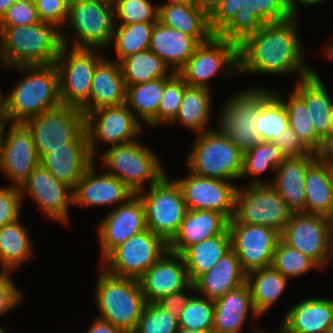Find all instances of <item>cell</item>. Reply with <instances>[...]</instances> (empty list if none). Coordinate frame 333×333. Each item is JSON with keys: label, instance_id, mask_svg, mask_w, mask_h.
Here are the masks:
<instances>
[{"label": "cell", "instance_id": "6da1fadb", "mask_svg": "<svg viewBox=\"0 0 333 333\" xmlns=\"http://www.w3.org/2000/svg\"><path fill=\"white\" fill-rule=\"evenodd\" d=\"M296 17L274 12L254 34L239 44V73L300 75V80L315 72L305 64V50Z\"/></svg>", "mask_w": 333, "mask_h": 333}, {"label": "cell", "instance_id": "7a4b0ae2", "mask_svg": "<svg viewBox=\"0 0 333 333\" xmlns=\"http://www.w3.org/2000/svg\"><path fill=\"white\" fill-rule=\"evenodd\" d=\"M63 46L62 29L50 23L0 27V55L9 68L55 64Z\"/></svg>", "mask_w": 333, "mask_h": 333}, {"label": "cell", "instance_id": "3957f363", "mask_svg": "<svg viewBox=\"0 0 333 333\" xmlns=\"http://www.w3.org/2000/svg\"><path fill=\"white\" fill-rule=\"evenodd\" d=\"M24 73L7 96L8 118L11 123H24L62 104L59 72L55 64L18 66Z\"/></svg>", "mask_w": 333, "mask_h": 333}, {"label": "cell", "instance_id": "277c9868", "mask_svg": "<svg viewBox=\"0 0 333 333\" xmlns=\"http://www.w3.org/2000/svg\"><path fill=\"white\" fill-rule=\"evenodd\" d=\"M95 285L97 317L133 333L146 305L139 280L110 274L100 266Z\"/></svg>", "mask_w": 333, "mask_h": 333}, {"label": "cell", "instance_id": "5b68a950", "mask_svg": "<svg viewBox=\"0 0 333 333\" xmlns=\"http://www.w3.org/2000/svg\"><path fill=\"white\" fill-rule=\"evenodd\" d=\"M66 25L75 33L70 39L62 30L67 47L99 50L111 47L116 25L113 0H69Z\"/></svg>", "mask_w": 333, "mask_h": 333}, {"label": "cell", "instance_id": "8992f818", "mask_svg": "<svg viewBox=\"0 0 333 333\" xmlns=\"http://www.w3.org/2000/svg\"><path fill=\"white\" fill-rule=\"evenodd\" d=\"M186 157L187 170L211 179H240L243 153L218 129L197 134Z\"/></svg>", "mask_w": 333, "mask_h": 333}, {"label": "cell", "instance_id": "52a82bcc", "mask_svg": "<svg viewBox=\"0 0 333 333\" xmlns=\"http://www.w3.org/2000/svg\"><path fill=\"white\" fill-rule=\"evenodd\" d=\"M106 172L121 180L134 194L158 183L165 175L161 160L141 141L110 146L99 158Z\"/></svg>", "mask_w": 333, "mask_h": 333}, {"label": "cell", "instance_id": "ba28073f", "mask_svg": "<svg viewBox=\"0 0 333 333\" xmlns=\"http://www.w3.org/2000/svg\"><path fill=\"white\" fill-rule=\"evenodd\" d=\"M34 139L39 159L68 143H88L86 115L72 106L60 105L24 122Z\"/></svg>", "mask_w": 333, "mask_h": 333}, {"label": "cell", "instance_id": "9c48e42d", "mask_svg": "<svg viewBox=\"0 0 333 333\" xmlns=\"http://www.w3.org/2000/svg\"><path fill=\"white\" fill-rule=\"evenodd\" d=\"M272 94L257 86L239 89L224 103L218 117V130L226 135L242 152L251 150L260 142L255 132L256 112Z\"/></svg>", "mask_w": 333, "mask_h": 333}, {"label": "cell", "instance_id": "30bf717a", "mask_svg": "<svg viewBox=\"0 0 333 333\" xmlns=\"http://www.w3.org/2000/svg\"><path fill=\"white\" fill-rule=\"evenodd\" d=\"M102 51L62 47L55 62L62 105L81 109L89 101L95 68L106 57Z\"/></svg>", "mask_w": 333, "mask_h": 333}, {"label": "cell", "instance_id": "8fae6325", "mask_svg": "<svg viewBox=\"0 0 333 333\" xmlns=\"http://www.w3.org/2000/svg\"><path fill=\"white\" fill-rule=\"evenodd\" d=\"M168 177L166 174L149 190L137 193L144 204L147 229L167 243L178 232L188 210L181 189Z\"/></svg>", "mask_w": 333, "mask_h": 333}, {"label": "cell", "instance_id": "7c38bea8", "mask_svg": "<svg viewBox=\"0 0 333 333\" xmlns=\"http://www.w3.org/2000/svg\"><path fill=\"white\" fill-rule=\"evenodd\" d=\"M292 214L271 184L237 188L233 216L237 223L262 225L282 234Z\"/></svg>", "mask_w": 333, "mask_h": 333}, {"label": "cell", "instance_id": "4fadbf2b", "mask_svg": "<svg viewBox=\"0 0 333 333\" xmlns=\"http://www.w3.org/2000/svg\"><path fill=\"white\" fill-rule=\"evenodd\" d=\"M221 72L225 78L239 74V45L215 34L196 48L178 74L188 86L210 89V79Z\"/></svg>", "mask_w": 333, "mask_h": 333}, {"label": "cell", "instance_id": "5bb4252c", "mask_svg": "<svg viewBox=\"0 0 333 333\" xmlns=\"http://www.w3.org/2000/svg\"><path fill=\"white\" fill-rule=\"evenodd\" d=\"M168 250V243L149 229L133 235L101 263L112 275L139 280Z\"/></svg>", "mask_w": 333, "mask_h": 333}, {"label": "cell", "instance_id": "9a60e30c", "mask_svg": "<svg viewBox=\"0 0 333 333\" xmlns=\"http://www.w3.org/2000/svg\"><path fill=\"white\" fill-rule=\"evenodd\" d=\"M142 126L126 104L90 111L86 115V132L91 156L97 159L99 142L114 146L137 140Z\"/></svg>", "mask_w": 333, "mask_h": 333}, {"label": "cell", "instance_id": "2e32d148", "mask_svg": "<svg viewBox=\"0 0 333 333\" xmlns=\"http://www.w3.org/2000/svg\"><path fill=\"white\" fill-rule=\"evenodd\" d=\"M228 228L232 250L246 273L272 266L275 248L281 239L279 232L262 225L237 223L233 218Z\"/></svg>", "mask_w": 333, "mask_h": 333}, {"label": "cell", "instance_id": "e0dca14e", "mask_svg": "<svg viewBox=\"0 0 333 333\" xmlns=\"http://www.w3.org/2000/svg\"><path fill=\"white\" fill-rule=\"evenodd\" d=\"M274 13V0L231 1L215 14L216 35L241 44Z\"/></svg>", "mask_w": 333, "mask_h": 333}, {"label": "cell", "instance_id": "ac0fdd59", "mask_svg": "<svg viewBox=\"0 0 333 333\" xmlns=\"http://www.w3.org/2000/svg\"><path fill=\"white\" fill-rule=\"evenodd\" d=\"M174 181L181 189L188 210H211L229 221L233 218L238 188L233 182L201 177L191 171L187 177Z\"/></svg>", "mask_w": 333, "mask_h": 333}, {"label": "cell", "instance_id": "d6986e66", "mask_svg": "<svg viewBox=\"0 0 333 333\" xmlns=\"http://www.w3.org/2000/svg\"><path fill=\"white\" fill-rule=\"evenodd\" d=\"M331 225L332 220L323 215L293 213L281 239L322 269L326 267Z\"/></svg>", "mask_w": 333, "mask_h": 333}, {"label": "cell", "instance_id": "ffe728a7", "mask_svg": "<svg viewBox=\"0 0 333 333\" xmlns=\"http://www.w3.org/2000/svg\"><path fill=\"white\" fill-rule=\"evenodd\" d=\"M39 164L34 139L27 126L24 123L6 124L0 144V170L12 186L20 187Z\"/></svg>", "mask_w": 333, "mask_h": 333}, {"label": "cell", "instance_id": "44dd1931", "mask_svg": "<svg viewBox=\"0 0 333 333\" xmlns=\"http://www.w3.org/2000/svg\"><path fill=\"white\" fill-rule=\"evenodd\" d=\"M98 226L101 263L115 248L133 235L147 230L145 208L141 198L134 194L125 203L115 206Z\"/></svg>", "mask_w": 333, "mask_h": 333}, {"label": "cell", "instance_id": "7402d4cb", "mask_svg": "<svg viewBox=\"0 0 333 333\" xmlns=\"http://www.w3.org/2000/svg\"><path fill=\"white\" fill-rule=\"evenodd\" d=\"M23 197L29 195L50 219L58 223L69 222V207L73 205V190L58 181L47 169L39 164L20 186Z\"/></svg>", "mask_w": 333, "mask_h": 333}, {"label": "cell", "instance_id": "603a6c76", "mask_svg": "<svg viewBox=\"0 0 333 333\" xmlns=\"http://www.w3.org/2000/svg\"><path fill=\"white\" fill-rule=\"evenodd\" d=\"M146 303H155L173 292L186 289L192 282L183 257L167 250L139 279Z\"/></svg>", "mask_w": 333, "mask_h": 333}, {"label": "cell", "instance_id": "cb8c5ba5", "mask_svg": "<svg viewBox=\"0 0 333 333\" xmlns=\"http://www.w3.org/2000/svg\"><path fill=\"white\" fill-rule=\"evenodd\" d=\"M94 161L73 190V205L97 207L125 203L134 193L119 179L107 172L97 174ZM120 203V204H119Z\"/></svg>", "mask_w": 333, "mask_h": 333}, {"label": "cell", "instance_id": "d4e9b609", "mask_svg": "<svg viewBox=\"0 0 333 333\" xmlns=\"http://www.w3.org/2000/svg\"><path fill=\"white\" fill-rule=\"evenodd\" d=\"M158 21L195 38L200 44L216 34L215 13L208 4L158 5Z\"/></svg>", "mask_w": 333, "mask_h": 333}, {"label": "cell", "instance_id": "484cf974", "mask_svg": "<svg viewBox=\"0 0 333 333\" xmlns=\"http://www.w3.org/2000/svg\"><path fill=\"white\" fill-rule=\"evenodd\" d=\"M333 299L306 298L287 310L279 329L283 333H329Z\"/></svg>", "mask_w": 333, "mask_h": 333}, {"label": "cell", "instance_id": "4316f807", "mask_svg": "<svg viewBox=\"0 0 333 333\" xmlns=\"http://www.w3.org/2000/svg\"><path fill=\"white\" fill-rule=\"evenodd\" d=\"M319 155L286 158L278 165L271 186L293 213H305V177L308 167Z\"/></svg>", "mask_w": 333, "mask_h": 333}, {"label": "cell", "instance_id": "83f0119b", "mask_svg": "<svg viewBox=\"0 0 333 333\" xmlns=\"http://www.w3.org/2000/svg\"><path fill=\"white\" fill-rule=\"evenodd\" d=\"M229 220L211 210H187L178 232L168 242V250L182 254L188 247L223 233Z\"/></svg>", "mask_w": 333, "mask_h": 333}, {"label": "cell", "instance_id": "f1b7e54d", "mask_svg": "<svg viewBox=\"0 0 333 333\" xmlns=\"http://www.w3.org/2000/svg\"><path fill=\"white\" fill-rule=\"evenodd\" d=\"M126 86L120 63L104 58L95 68L89 101L81 108L85 115L102 107L123 105Z\"/></svg>", "mask_w": 333, "mask_h": 333}, {"label": "cell", "instance_id": "f546056e", "mask_svg": "<svg viewBox=\"0 0 333 333\" xmlns=\"http://www.w3.org/2000/svg\"><path fill=\"white\" fill-rule=\"evenodd\" d=\"M96 161L88 143H68L67 148L52 149L40 159V164L58 181L72 190L87 168Z\"/></svg>", "mask_w": 333, "mask_h": 333}, {"label": "cell", "instance_id": "4dcf8cb0", "mask_svg": "<svg viewBox=\"0 0 333 333\" xmlns=\"http://www.w3.org/2000/svg\"><path fill=\"white\" fill-rule=\"evenodd\" d=\"M249 313L254 318L259 317L254 310L251 291L246 282L214 301L213 331L241 333Z\"/></svg>", "mask_w": 333, "mask_h": 333}, {"label": "cell", "instance_id": "1f68e13d", "mask_svg": "<svg viewBox=\"0 0 333 333\" xmlns=\"http://www.w3.org/2000/svg\"><path fill=\"white\" fill-rule=\"evenodd\" d=\"M247 273L231 249L208 272L195 282L196 293L215 301L228 291L246 283Z\"/></svg>", "mask_w": 333, "mask_h": 333}, {"label": "cell", "instance_id": "d6a6232c", "mask_svg": "<svg viewBox=\"0 0 333 333\" xmlns=\"http://www.w3.org/2000/svg\"><path fill=\"white\" fill-rule=\"evenodd\" d=\"M199 45L195 38L157 21L149 49L158 55L173 72L178 73Z\"/></svg>", "mask_w": 333, "mask_h": 333}, {"label": "cell", "instance_id": "836d02e7", "mask_svg": "<svg viewBox=\"0 0 333 333\" xmlns=\"http://www.w3.org/2000/svg\"><path fill=\"white\" fill-rule=\"evenodd\" d=\"M333 163L320 156L308 167L305 177V214L333 217Z\"/></svg>", "mask_w": 333, "mask_h": 333}, {"label": "cell", "instance_id": "e575fe53", "mask_svg": "<svg viewBox=\"0 0 333 333\" xmlns=\"http://www.w3.org/2000/svg\"><path fill=\"white\" fill-rule=\"evenodd\" d=\"M293 91L305 102L315 132L325 144L330 116L333 112V99L319 74L315 71L306 78L299 79Z\"/></svg>", "mask_w": 333, "mask_h": 333}, {"label": "cell", "instance_id": "d590c367", "mask_svg": "<svg viewBox=\"0 0 333 333\" xmlns=\"http://www.w3.org/2000/svg\"><path fill=\"white\" fill-rule=\"evenodd\" d=\"M232 249L229 228L223 233L188 247L183 257L189 278L194 283Z\"/></svg>", "mask_w": 333, "mask_h": 333}, {"label": "cell", "instance_id": "8d00e7d4", "mask_svg": "<svg viewBox=\"0 0 333 333\" xmlns=\"http://www.w3.org/2000/svg\"><path fill=\"white\" fill-rule=\"evenodd\" d=\"M211 89L205 87L186 86L182 103L175 119L171 122L179 123L196 135L211 130L209 127L212 113Z\"/></svg>", "mask_w": 333, "mask_h": 333}, {"label": "cell", "instance_id": "74e56055", "mask_svg": "<svg viewBox=\"0 0 333 333\" xmlns=\"http://www.w3.org/2000/svg\"><path fill=\"white\" fill-rule=\"evenodd\" d=\"M254 310L259 316L264 315L276 303L287 289L288 278L273 266L255 269L247 273Z\"/></svg>", "mask_w": 333, "mask_h": 333}, {"label": "cell", "instance_id": "f35d334b", "mask_svg": "<svg viewBox=\"0 0 333 333\" xmlns=\"http://www.w3.org/2000/svg\"><path fill=\"white\" fill-rule=\"evenodd\" d=\"M19 220L0 228V270L2 271L13 273L34 255L29 230Z\"/></svg>", "mask_w": 333, "mask_h": 333}, {"label": "cell", "instance_id": "ab89813d", "mask_svg": "<svg viewBox=\"0 0 333 333\" xmlns=\"http://www.w3.org/2000/svg\"><path fill=\"white\" fill-rule=\"evenodd\" d=\"M171 77H162L142 84L126 86L127 107L135 117L148 126H157V111L164 92L165 83Z\"/></svg>", "mask_w": 333, "mask_h": 333}, {"label": "cell", "instance_id": "60d3db41", "mask_svg": "<svg viewBox=\"0 0 333 333\" xmlns=\"http://www.w3.org/2000/svg\"><path fill=\"white\" fill-rule=\"evenodd\" d=\"M119 63L125 86L142 84L162 77H172L176 73L150 49L131 54Z\"/></svg>", "mask_w": 333, "mask_h": 333}, {"label": "cell", "instance_id": "b9f144b4", "mask_svg": "<svg viewBox=\"0 0 333 333\" xmlns=\"http://www.w3.org/2000/svg\"><path fill=\"white\" fill-rule=\"evenodd\" d=\"M272 93L283 103L289 126L299 136L302 143L313 153L320 154L324 144L322 139L316 134L311 122L310 112L305 102L292 91L288 100L282 98L280 94L272 90Z\"/></svg>", "mask_w": 333, "mask_h": 333}, {"label": "cell", "instance_id": "7bdbcfd3", "mask_svg": "<svg viewBox=\"0 0 333 333\" xmlns=\"http://www.w3.org/2000/svg\"><path fill=\"white\" fill-rule=\"evenodd\" d=\"M285 159L286 157L275 142L260 141L251 150L243 153L240 179L251 175L253 180L251 179L250 184H268L266 180H261L259 176L269 169L274 173L278 165Z\"/></svg>", "mask_w": 333, "mask_h": 333}, {"label": "cell", "instance_id": "ee69618b", "mask_svg": "<svg viewBox=\"0 0 333 333\" xmlns=\"http://www.w3.org/2000/svg\"><path fill=\"white\" fill-rule=\"evenodd\" d=\"M156 22L116 24L111 45L116 51L118 63L125 57L148 50Z\"/></svg>", "mask_w": 333, "mask_h": 333}, {"label": "cell", "instance_id": "f6af8a7d", "mask_svg": "<svg viewBox=\"0 0 333 333\" xmlns=\"http://www.w3.org/2000/svg\"><path fill=\"white\" fill-rule=\"evenodd\" d=\"M288 126L285 107L272 93L256 112L255 132L260 141L274 142Z\"/></svg>", "mask_w": 333, "mask_h": 333}, {"label": "cell", "instance_id": "bcb514c9", "mask_svg": "<svg viewBox=\"0 0 333 333\" xmlns=\"http://www.w3.org/2000/svg\"><path fill=\"white\" fill-rule=\"evenodd\" d=\"M272 266L288 279L303 276L312 269H321L314 261L287 245L282 239L275 248Z\"/></svg>", "mask_w": 333, "mask_h": 333}, {"label": "cell", "instance_id": "7dc6e473", "mask_svg": "<svg viewBox=\"0 0 333 333\" xmlns=\"http://www.w3.org/2000/svg\"><path fill=\"white\" fill-rule=\"evenodd\" d=\"M214 301L203 296H192L178 316L179 328L213 330Z\"/></svg>", "mask_w": 333, "mask_h": 333}, {"label": "cell", "instance_id": "c3c4849f", "mask_svg": "<svg viewBox=\"0 0 333 333\" xmlns=\"http://www.w3.org/2000/svg\"><path fill=\"white\" fill-rule=\"evenodd\" d=\"M116 24L158 21V6L150 0H113Z\"/></svg>", "mask_w": 333, "mask_h": 333}, {"label": "cell", "instance_id": "681fc988", "mask_svg": "<svg viewBox=\"0 0 333 333\" xmlns=\"http://www.w3.org/2000/svg\"><path fill=\"white\" fill-rule=\"evenodd\" d=\"M178 317L156 303H146L133 333H177Z\"/></svg>", "mask_w": 333, "mask_h": 333}, {"label": "cell", "instance_id": "f907efd6", "mask_svg": "<svg viewBox=\"0 0 333 333\" xmlns=\"http://www.w3.org/2000/svg\"><path fill=\"white\" fill-rule=\"evenodd\" d=\"M187 84L175 73L166 83L157 111V126L171 123L179 111Z\"/></svg>", "mask_w": 333, "mask_h": 333}, {"label": "cell", "instance_id": "816d5d0a", "mask_svg": "<svg viewBox=\"0 0 333 333\" xmlns=\"http://www.w3.org/2000/svg\"><path fill=\"white\" fill-rule=\"evenodd\" d=\"M38 22L36 4L31 0H16L0 19V27L27 26Z\"/></svg>", "mask_w": 333, "mask_h": 333}, {"label": "cell", "instance_id": "f5cc1de1", "mask_svg": "<svg viewBox=\"0 0 333 333\" xmlns=\"http://www.w3.org/2000/svg\"><path fill=\"white\" fill-rule=\"evenodd\" d=\"M23 203L20 187H0V228L19 219Z\"/></svg>", "mask_w": 333, "mask_h": 333}, {"label": "cell", "instance_id": "db71d44e", "mask_svg": "<svg viewBox=\"0 0 333 333\" xmlns=\"http://www.w3.org/2000/svg\"><path fill=\"white\" fill-rule=\"evenodd\" d=\"M35 4L40 21L53 24L59 29L66 27L69 0H39Z\"/></svg>", "mask_w": 333, "mask_h": 333}, {"label": "cell", "instance_id": "11a10c76", "mask_svg": "<svg viewBox=\"0 0 333 333\" xmlns=\"http://www.w3.org/2000/svg\"><path fill=\"white\" fill-rule=\"evenodd\" d=\"M11 273L0 271V316L13 311L23 299L21 290L11 278Z\"/></svg>", "mask_w": 333, "mask_h": 333}, {"label": "cell", "instance_id": "9f6ffc18", "mask_svg": "<svg viewBox=\"0 0 333 333\" xmlns=\"http://www.w3.org/2000/svg\"><path fill=\"white\" fill-rule=\"evenodd\" d=\"M286 158H296L306 155H318L311 152L304 143L301 142L299 136L288 126L287 129L274 141Z\"/></svg>", "mask_w": 333, "mask_h": 333}, {"label": "cell", "instance_id": "6f0895ef", "mask_svg": "<svg viewBox=\"0 0 333 333\" xmlns=\"http://www.w3.org/2000/svg\"><path fill=\"white\" fill-rule=\"evenodd\" d=\"M189 291H194V293H196L194 283H191L186 289L173 292L168 296L160 298L155 303L162 309L166 310L168 313L178 317L181 310L188 304L190 298L192 297V295L187 294Z\"/></svg>", "mask_w": 333, "mask_h": 333}, {"label": "cell", "instance_id": "680465c9", "mask_svg": "<svg viewBox=\"0 0 333 333\" xmlns=\"http://www.w3.org/2000/svg\"><path fill=\"white\" fill-rule=\"evenodd\" d=\"M325 0H274V12L289 17H298L299 4L304 6H316ZM299 3V4H298Z\"/></svg>", "mask_w": 333, "mask_h": 333}, {"label": "cell", "instance_id": "91938a15", "mask_svg": "<svg viewBox=\"0 0 333 333\" xmlns=\"http://www.w3.org/2000/svg\"><path fill=\"white\" fill-rule=\"evenodd\" d=\"M94 319L89 329L81 333H125L122 329L97 316Z\"/></svg>", "mask_w": 333, "mask_h": 333}, {"label": "cell", "instance_id": "94428289", "mask_svg": "<svg viewBox=\"0 0 333 333\" xmlns=\"http://www.w3.org/2000/svg\"><path fill=\"white\" fill-rule=\"evenodd\" d=\"M319 156L322 159L333 163V136L324 144V147Z\"/></svg>", "mask_w": 333, "mask_h": 333}, {"label": "cell", "instance_id": "6125c7cd", "mask_svg": "<svg viewBox=\"0 0 333 333\" xmlns=\"http://www.w3.org/2000/svg\"><path fill=\"white\" fill-rule=\"evenodd\" d=\"M211 10L216 14L222 7L231 1L239 0H205Z\"/></svg>", "mask_w": 333, "mask_h": 333}, {"label": "cell", "instance_id": "be15d7a7", "mask_svg": "<svg viewBox=\"0 0 333 333\" xmlns=\"http://www.w3.org/2000/svg\"><path fill=\"white\" fill-rule=\"evenodd\" d=\"M0 91V119H9L7 111V96L1 94Z\"/></svg>", "mask_w": 333, "mask_h": 333}, {"label": "cell", "instance_id": "e7e4bbea", "mask_svg": "<svg viewBox=\"0 0 333 333\" xmlns=\"http://www.w3.org/2000/svg\"><path fill=\"white\" fill-rule=\"evenodd\" d=\"M164 4H207L205 0H167Z\"/></svg>", "mask_w": 333, "mask_h": 333}, {"label": "cell", "instance_id": "03108f58", "mask_svg": "<svg viewBox=\"0 0 333 333\" xmlns=\"http://www.w3.org/2000/svg\"><path fill=\"white\" fill-rule=\"evenodd\" d=\"M332 260H333V221L329 232V248H328V257L326 265H329L328 263Z\"/></svg>", "mask_w": 333, "mask_h": 333}, {"label": "cell", "instance_id": "003e7915", "mask_svg": "<svg viewBox=\"0 0 333 333\" xmlns=\"http://www.w3.org/2000/svg\"><path fill=\"white\" fill-rule=\"evenodd\" d=\"M16 0H0V19Z\"/></svg>", "mask_w": 333, "mask_h": 333}, {"label": "cell", "instance_id": "a7ac6f4b", "mask_svg": "<svg viewBox=\"0 0 333 333\" xmlns=\"http://www.w3.org/2000/svg\"><path fill=\"white\" fill-rule=\"evenodd\" d=\"M177 333H215L213 330H189L179 328Z\"/></svg>", "mask_w": 333, "mask_h": 333}, {"label": "cell", "instance_id": "89a4df30", "mask_svg": "<svg viewBox=\"0 0 333 333\" xmlns=\"http://www.w3.org/2000/svg\"><path fill=\"white\" fill-rule=\"evenodd\" d=\"M10 123L9 119H0V144L2 142V137L6 124Z\"/></svg>", "mask_w": 333, "mask_h": 333}, {"label": "cell", "instance_id": "2644e50d", "mask_svg": "<svg viewBox=\"0 0 333 333\" xmlns=\"http://www.w3.org/2000/svg\"><path fill=\"white\" fill-rule=\"evenodd\" d=\"M333 136V112L332 115L330 116V123L328 127V132H327V141Z\"/></svg>", "mask_w": 333, "mask_h": 333}, {"label": "cell", "instance_id": "8c879c8a", "mask_svg": "<svg viewBox=\"0 0 333 333\" xmlns=\"http://www.w3.org/2000/svg\"><path fill=\"white\" fill-rule=\"evenodd\" d=\"M327 50L323 53L324 56L333 60V45L328 46Z\"/></svg>", "mask_w": 333, "mask_h": 333}, {"label": "cell", "instance_id": "753ad0ef", "mask_svg": "<svg viewBox=\"0 0 333 333\" xmlns=\"http://www.w3.org/2000/svg\"><path fill=\"white\" fill-rule=\"evenodd\" d=\"M253 333H283V332L278 328V330H276L275 332L274 331L273 332L272 331L271 332H265L262 329H255Z\"/></svg>", "mask_w": 333, "mask_h": 333}, {"label": "cell", "instance_id": "34e18365", "mask_svg": "<svg viewBox=\"0 0 333 333\" xmlns=\"http://www.w3.org/2000/svg\"><path fill=\"white\" fill-rule=\"evenodd\" d=\"M0 65L4 67L6 66L1 55H0Z\"/></svg>", "mask_w": 333, "mask_h": 333}, {"label": "cell", "instance_id": "11e5206c", "mask_svg": "<svg viewBox=\"0 0 333 333\" xmlns=\"http://www.w3.org/2000/svg\"><path fill=\"white\" fill-rule=\"evenodd\" d=\"M329 333H333V319H332V322H331V326H330V329H329Z\"/></svg>", "mask_w": 333, "mask_h": 333}, {"label": "cell", "instance_id": "2a66077c", "mask_svg": "<svg viewBox=\"0 0 333 333\" xmlns=\"http://www.w3.org/2000/svg\"><path fill=\"white\" fill-rule=\"evenodd\" d=\"M0 333H6L1 326H0Z\"/></svg>", "mask_w": 333, "mask_h": 333}, {"label": "cell", "instance_id": "b9fcfbb0", "mask_svg": "<svg viewBox=\"0 0 333 333\" xmlns=\"http://www.w3.org/2000/svg\"><path fill=\"white\" fill-rule=\"evenodd\" d=\"M33 3H36L37 1H39V0H31Z\"/></svg>", "mask_w": 333, "mask_h": 333}]
</instances>
